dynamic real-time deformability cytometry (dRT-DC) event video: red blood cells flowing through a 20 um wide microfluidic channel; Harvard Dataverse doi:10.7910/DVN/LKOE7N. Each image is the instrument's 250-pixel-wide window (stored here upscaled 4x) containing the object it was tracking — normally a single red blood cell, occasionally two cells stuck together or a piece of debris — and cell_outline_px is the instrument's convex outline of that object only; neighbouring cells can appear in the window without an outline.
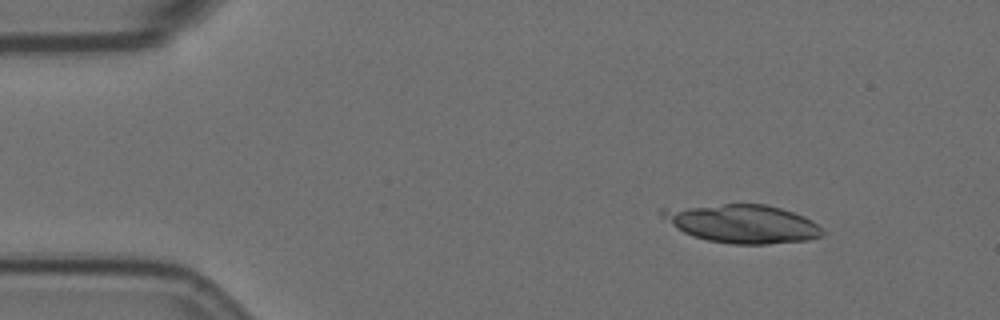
{"species": "Egyptian fruit bat (a non-hibernating species)", "species_latin": "Rousettus aegyptiacus", "temperature_condition": "room temperature", "stored_images_in_passage": 28, "camera_frame_rate_fps": 3000, "um_per_image_px": 0.085, "animal": {"sex": "female"}, "frame": {"image": 1, "passage_image": 7, "time_ms": 2.0, "image_size_px": [1000, 320], "cell_outline_px": [[824, 236], [808, 240], [768, 244], [732, 244], [708, 240], [692, 236], [676, 228], [660, 216], [656, 212], [660, 208], [724, 204], [764, 204], [780, 208], [804, 216], [812, 220], [824, 232]], "centroid_in_image_um": [63.06, 19.01], "position_along_channel_um": 21.9, "area_um2": 36.01}}